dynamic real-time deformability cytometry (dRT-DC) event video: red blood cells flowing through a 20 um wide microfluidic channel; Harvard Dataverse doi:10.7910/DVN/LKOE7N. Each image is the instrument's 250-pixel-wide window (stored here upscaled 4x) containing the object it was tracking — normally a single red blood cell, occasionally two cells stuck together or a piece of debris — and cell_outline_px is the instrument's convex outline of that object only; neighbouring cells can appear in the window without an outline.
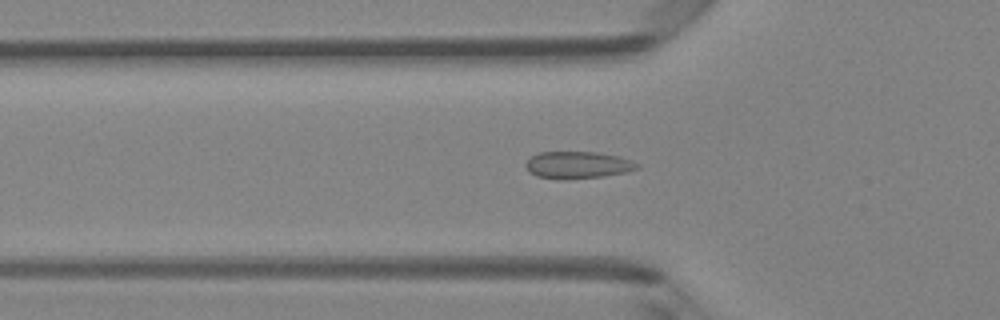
{"species": "Egyptian fruit bat (a non-hibernating species)", "species_latin": "Rousettus aegyptiacus", "temperature_condition": "room temperature", "stored_images_in_passage": 36, "camera_frame_rate_fps": 3000, "um_per_image_px": 0.085, "animal": {"sex": "female"}, "frame": {"image": 1, "passage_image": 11, "time_ms": 3.333, "image_size_px": [1000, 320], "cell_outline_px": [[640, 168], [624, 172], [604, 176], [560, 180], [536, 176], [528, 172], [524, 164], [532, 156], [540, 152], [596, 152], [620, 156], [632, 160], [640, 164]], "centroid_in_image_um": [49.11, 14.03], "position_along_channel_um": 76.7, "area_um2": 17.74}}
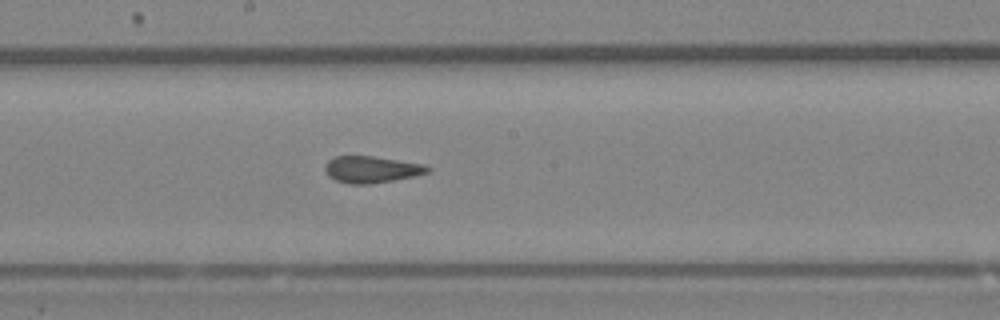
{"frame": {"image": 2, "passage_image": 21, "time_ms": 6.667, "image_size_px": [1000, 320], "cell_outline_px": [[432, 168], [428, 172], [416, 176], [368, 184], [348, 184], [336, 180], [328, 176], [324, 168], [328, 160], [336, 156], [372, 156], [424, 164]], "centroid_in_image_um": [31.57, 14.4], "position_along_channel_um": 216.6, "area_um2": 15.9}}
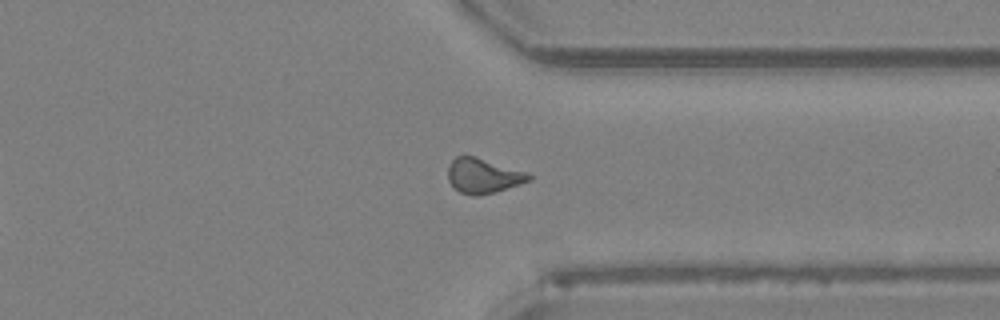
{"frame": {"image": 3, "passage_image": 32, "time_ms": 10.333, "image_size_px": [1000, 320], "cell_outline_px": [[532, 180], [496, 192], [476, 196], [472, 196], [460, 192], [448, 180], [448, 164], [456, 156], [476, 156], [528, 172], [532, 176]], "centroid_in_image_um": [41.09, 14.94], "position_along_channel_um": 370.3, "area_um2": 16.59}, "authors_computed_cell_mechanics": {"area_um2": 16.473, "velocity_mm_per_s": 4.1963, "shape_relaxation_time_tau1_ms": null, "shape_relaxation_time_tau2_ms": 0.992, "deformation_change_tau1": null, "deformation_change_tau2": 0.0702}}